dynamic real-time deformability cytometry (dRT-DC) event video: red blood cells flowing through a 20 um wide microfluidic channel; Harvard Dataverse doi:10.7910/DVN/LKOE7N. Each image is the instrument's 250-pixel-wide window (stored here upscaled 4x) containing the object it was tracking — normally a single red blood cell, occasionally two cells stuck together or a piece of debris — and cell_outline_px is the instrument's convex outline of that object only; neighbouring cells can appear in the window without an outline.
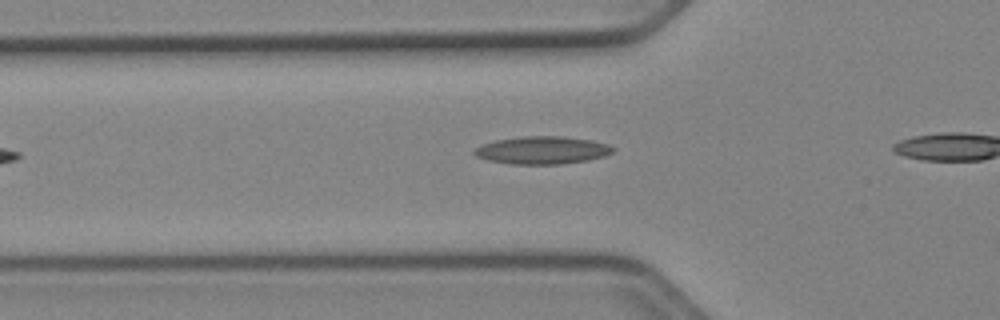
{"species": "Egyptian fruit bat (a non-hibernating species)", "species_latin": "Rousettus aegyptiacus", "temperature_condition": "cold", "stored_images_in_passage": 27, "camera_frame_rate_fps": 3000, "um_per_image_px": 0.085, "animal": {"sex": "female"}, "frame": {"image": 1, "passage_image": 3, "time_ms": 0.667, "image_size_px": [1000, 320], "cell_outline_px": [[616, 148], [612, 152], [604, 156], [588, 160], [560, 164], [512, 164], [488, 160], [476, 156], [472, 152], [480, 144], [496, 140], [520, 136], [564, 136], [592, 140], [608, 144]], "centroid_in_image_um": [46.09, 12.76], "position_along_channel_um": 79.7, "area_um2": 22.48}}
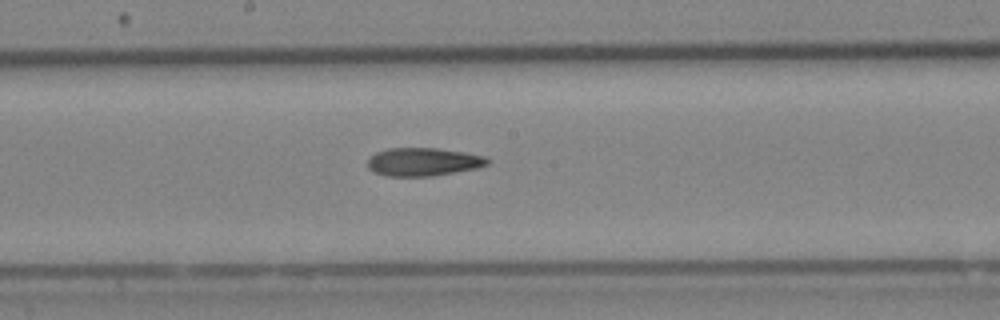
{"frame": {"image": 2, "passage_image": 13, "time_ms": 4.0, "image_size_px": [1000, 320], "cell_outline_px": [[492, 160], [488, 164], [480, 168], [432, 176], [384, 176], [372, 172], [368, 168], [368, 160], [376, 152], [388, 148], [436, 148], [464, 152], [488, 156]], "centroid_in_image_um": [36.02, 13.76], "position_along_channel_um": 212.2, "area_um2": 20.0}}
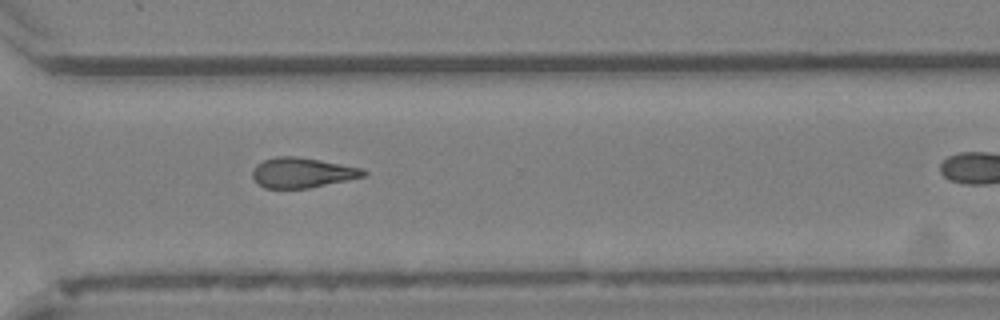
{"frame": {"image": 3, "passage_image": 23, "time_ms": 7.333, "image_size_px": [1000, 320], "cell_outline_px": [[368, 172], [364, 176], [308, 188], [264, 188], [252, 176], [252, 172], [256, 164], [264, 160], [276, 156], [296, 156], [320, 160], [360, 168]], "centroid_in_image_um": [25.65, 14.67], "position_along_channel_um": 345.0, "area_um2": 19.13}}